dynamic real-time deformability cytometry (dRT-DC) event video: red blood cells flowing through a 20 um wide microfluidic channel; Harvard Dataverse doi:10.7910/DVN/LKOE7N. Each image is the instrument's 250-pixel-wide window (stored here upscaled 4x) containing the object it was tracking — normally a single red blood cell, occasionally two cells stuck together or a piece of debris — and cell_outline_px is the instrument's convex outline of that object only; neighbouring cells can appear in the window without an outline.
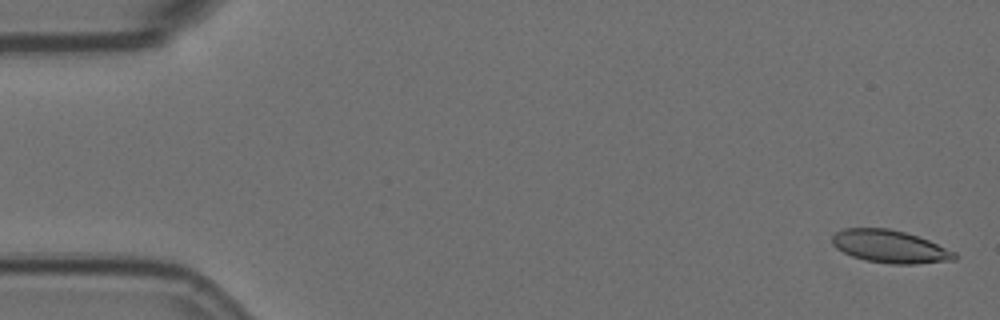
{"species": "Egyptian fruit bat (a non-hibernating species)", "species_latin": "Rousettus aegyptiacus", "temperature_condition": "room temperature", "stored_images_in_passage": 57, "camera_frame_rate_fps": 3000, "um_per_image_px": 0.085, "animal": {"sex": "female"}, "frame": {"image": 1, "passage_image": 2, "time_ms": 0.333, "image_size_px": [1000, 320], "cell_outline_px": [[960, 256], [956, 260], [916, 264], [892, 264], [864, 260], [852, 256], [836, 248], [832, 244], [832, 236], [836, 232], [844, 228], [888, 228], [904, 232], [928, 240], [956, 252]], "centroid_in_image_um": [75.66, 20.96], "position_along_channel_um": 9.3, "area_um2": 23.41}}
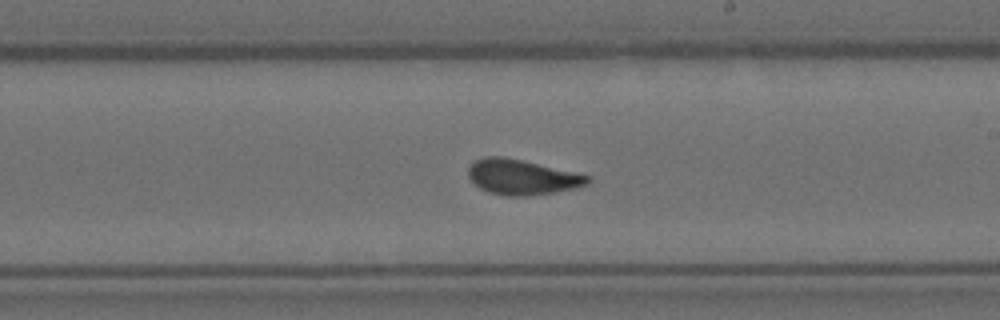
{"frame": {"image": 2, "passage_image": 33, "time_ms": 10.667, "image_size_px": [1000, 320], "cell_outline_px": [[592, 180], [588, 184], [576, 188], [552, 192], [524, 196], [504, 196], [488, 192], [480, 188], [468, 176], [468, 168], [472, 160], [484, 156], [504, 156], [592, 176]], "centroid_in_image_um": [44.35, 15.04], "position_along_channel_um": 244.7, "area_um2": 24.57}}
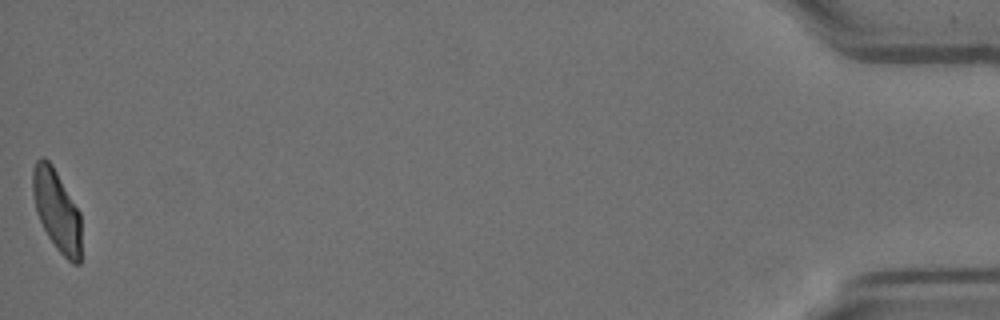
{"frame": {"image": 3, "passage_image": 57, "time_ms": 18.667, "image_size_px": [1000, 320], "cell_outline_px": [[80, 264], [72, 264], [56, 248], [48, 236], [36, 212], [32, 192], [32, 168], [36, 160], [40, 156], [44, 156], [52, 164], [80, 212]], "centroid_in_image_um": [4.8, 17.84], "position_along_channel_um": 430.4, "area_um2": 23.0}, "authors_computed_cell_mechanics": {"area_um2": 24.1026, "velocity_mm_per_s": 3.5614, "shape_relaxation_time_tau1_ms": 5.1796, "shape_relaxation_time_tau2_ms": 0.9346, "deformation_change_tau1": 0.1589, "deformation_change_tau2": 0.0637}}